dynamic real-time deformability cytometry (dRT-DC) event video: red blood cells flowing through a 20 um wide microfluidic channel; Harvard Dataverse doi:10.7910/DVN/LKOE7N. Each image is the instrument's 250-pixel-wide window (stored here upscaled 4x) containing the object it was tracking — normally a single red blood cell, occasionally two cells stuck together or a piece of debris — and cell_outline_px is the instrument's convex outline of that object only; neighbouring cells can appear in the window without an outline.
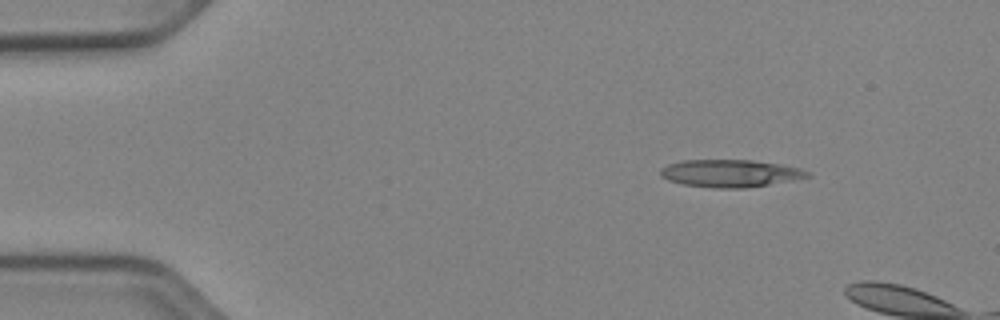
{"species": "Egyptian fruit bat (a non-hibernating species)", "species_latin": "Rousettus aegyptiacus", "temperature_condition": "cold", "stored_images_in_passage": 9, "camera_frame_rate_fps": 3000, "um_per_image_px": 0.085, "animal": {"sex": "female"}, "frame": {"image": 1, "passage_image": 6, "time_ms": 1.667, "image_size_px": [1000, 320], "cell_outline_px": [[812, 176], [768, 184], [744, 188], [712, 188], [684, 184], [668, 180], [660, 176], [660, 168], [668, 164], [680, 160], [752, 160], [780, 164], [800, 168], [808, 172]], "centroid_in_image_um": [62.02, 14.72], "position_along_channel_um": 23.0, "area_um2": 23.41}}